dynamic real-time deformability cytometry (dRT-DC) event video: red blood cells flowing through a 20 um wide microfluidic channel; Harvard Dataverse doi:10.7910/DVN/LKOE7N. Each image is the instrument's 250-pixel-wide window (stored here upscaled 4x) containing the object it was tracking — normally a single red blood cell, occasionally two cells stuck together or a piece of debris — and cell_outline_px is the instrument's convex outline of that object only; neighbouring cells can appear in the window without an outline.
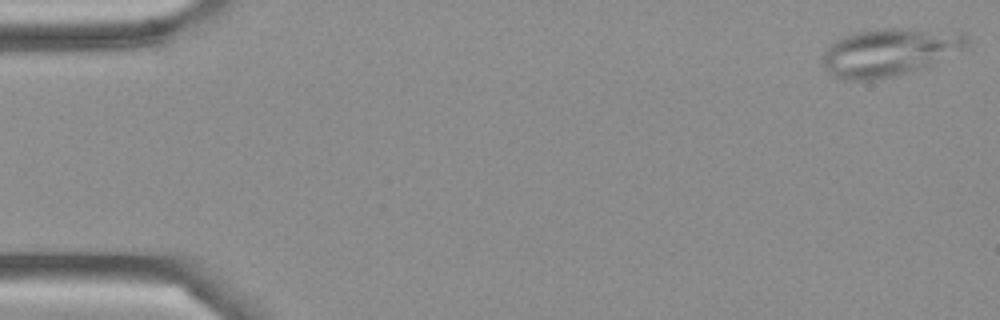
{"species": "Egyptian fruit bat (a non-hibernating species)", "species_latin": "Rousettus aegyptiacus", "temperature_condition": "cold", "stored_images_in_passage": 49, "camera_frame_rate_fps": 3000, "um_per_image_px": 0.085, "frame": {"image": 1, "passage_image": 1, "time_ms": 0.0, "image_size_px": [1000, 320], "cell_outline_px": [[972, 40], [968, 48], [924, 68], [896, 76], [876, 80], [840, 80], [832, 76], [824, 68], [820, 60], [824, 52], [836, 40], [844, 36], [856, 32], [880, 28], [920, 28], [964, 32]], "centroid_in_image_um": [75.67, 4.43], "position_along_channel_um": 9.3, "area_um2": 41.21}}
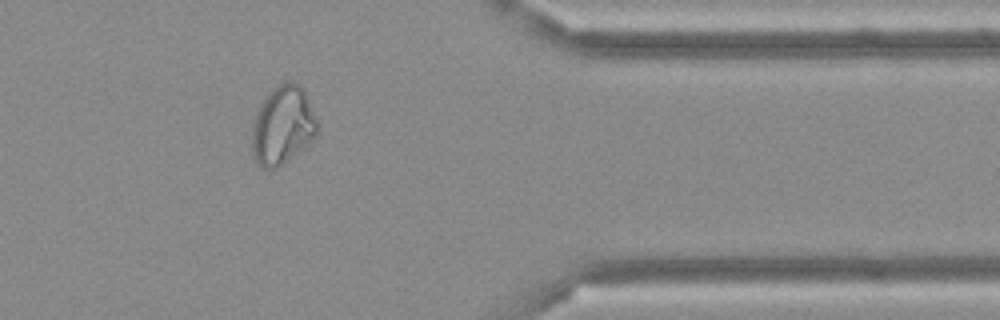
{"frame": {"image": 2, "passage_image": 40, "time_ms": 13.0, "image_size_px": [1000, 320], "cell_outline_px": [[320, 132], [312, 140], [284, 164], [272, 172], [260, 168], [256, 164], [252, 152], [252, 120], [264, 96], [276, 84], [284, 80], [292, 80], [300, 84], [304, 88], [320, 124]], "centroid_in_image_um": [24.04, 10.65], "position_along_channel_um": 387.4, "area_um2": 31.27}}
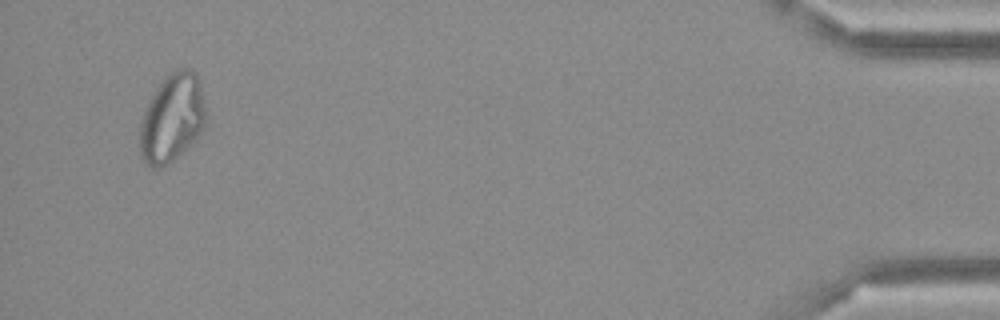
{"frame": {"image": 3, "passage_image": 47, "time_ms": 15.333, "image_size_px": [1000, 320], "cell_outline_px": [[208, 116], [204, 128], [200, 136], [168, 164], [160, 168], [152, 168], [144, 164], [140, 156], [140, 120], [148, 100], [152, 92], [176, 68], [192, 68], [196, 72], [200, 84]], "centroid_in_image_um": [14.64, 10.05], "position_along_channel_um": 420.6, "area_um2": 34.62}}